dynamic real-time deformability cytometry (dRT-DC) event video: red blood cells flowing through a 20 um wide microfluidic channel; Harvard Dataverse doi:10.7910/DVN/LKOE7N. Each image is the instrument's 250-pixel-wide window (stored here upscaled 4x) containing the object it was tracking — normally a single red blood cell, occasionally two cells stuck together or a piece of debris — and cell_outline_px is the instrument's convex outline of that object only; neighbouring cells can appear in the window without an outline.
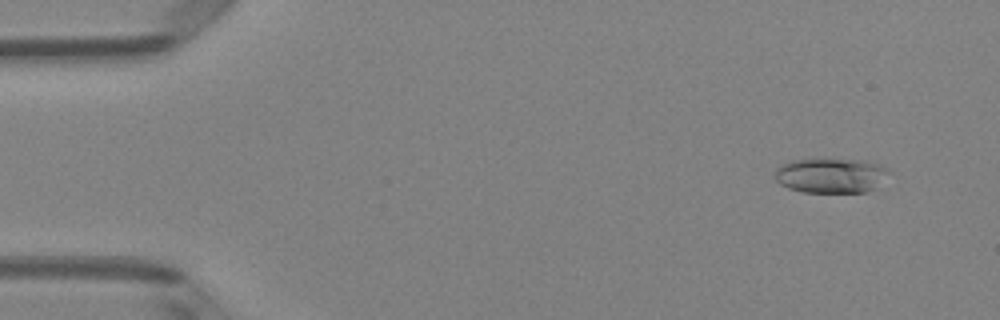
{"species": "Egyptian fruit bat (a non-hibernating species)", "species_latin": "Rousettus aegyptiacus", "temperature_condition": "room temperature", "stored_images_in_passage": 50, "camera_frame_rate_fps": 3000, "um_per_image_px": 0.085, "animal": {"sex": "female"}, "frame": {"image": 1, "passage_image": 4, "time_ms": 1.0, "image_size_px": [1000, 320], "cell_outline_px": [[892, 172], [872, 188], [864, 192], [804, 192], [788, 188], [780, 184], [776, 180], [776, 168], [780, 164], [792, 160], [808, 156], [864, 160], [888, 168]], "centroid_in_image_um": [70.57, 14.86], "position_along_channel_um": 14.4, "area_um2": 23.81}}
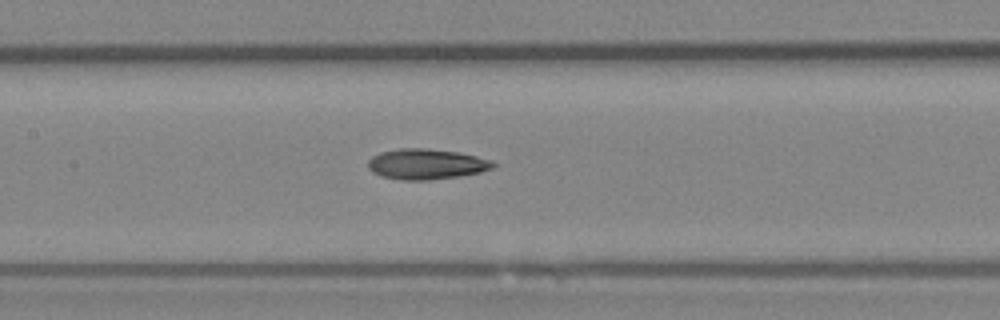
{"frame": {"image": 2, "passage_image": 24, "time_ms": 7.667, "image_size_px": [1000, 320], "cell_outline_px": [[496, 164], [492, 168], [480, 172], [460, 176], [428, 180], [400, 180], [380, 176], [372, 172], [368, 168], [368, 160], [372, 156], [380, 152], [400, 148], [428, 148], [456, 152], [476, 156], [492, 160]], "centroid_in_image_um": [36.21, 13.95], "position_along_channel_um": 171.2, "area_um2": 22.31}}
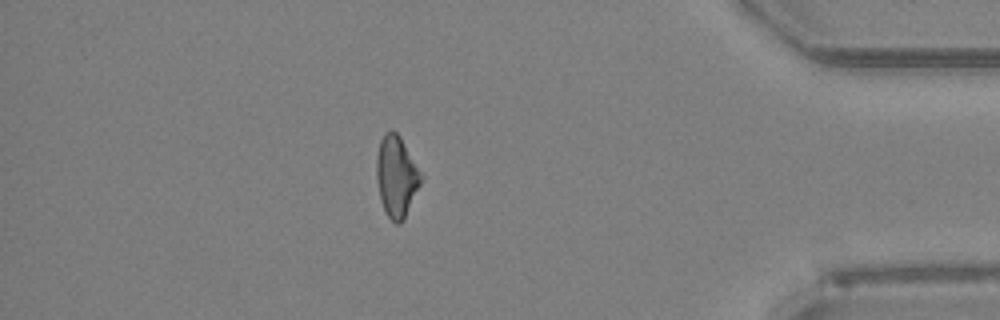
{"frame": {"image": 3, "passage_image": 44, "time_ms": 14.333, "image_size_px": [1000, 320], "cell_outline_px": [[424, 176], [404, 220], [400, 224], [396, 224], [384, 212], [380, 200], [376, 180], [376, 156], [380, 140], [384, 132], [392, 128], [400, 136]], "centroid_in_image_um": [33.69, 14.98], "position_along_channel_um": 401.5, "area_um2": 21.44}, "authors_computed_cell_mechanics": {"area_um2": 21.5016, "velocity_mm_per_s": 4.0405, "shape_relaxation_time_tau1_ms": null, "shape_relaxation_time_tau2_ms": 5.7371, "deformation_change_tau1": null, "deformation_change_tau2": 0.1579}}